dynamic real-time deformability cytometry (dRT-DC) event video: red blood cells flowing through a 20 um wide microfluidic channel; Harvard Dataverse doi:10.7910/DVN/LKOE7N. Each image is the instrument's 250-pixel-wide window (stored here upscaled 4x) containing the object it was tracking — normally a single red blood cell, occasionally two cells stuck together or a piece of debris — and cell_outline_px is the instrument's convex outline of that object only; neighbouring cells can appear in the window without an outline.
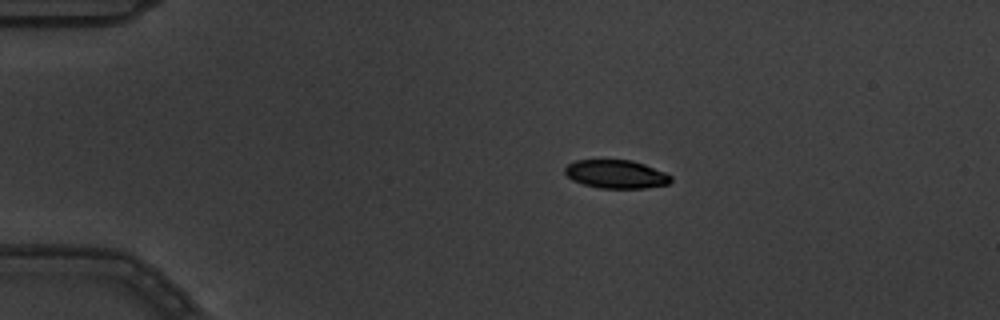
{"species": "common noctule bat (a hibernating species)", "species_latin": "Nyctalus noctula", "temperature_condition": "warm", "stored_images_in_passage": 8, "camera_frame_rate_fps": 3000, "um_per_image_px": 0.085, "animal": {"sex": "male", "body_mass_g": 19.5, "forearm_length_mm": 54.6}, "frame": {"image": 1, "passage_image": 3, "time_ms": 0.667, "image_size_px": [1000, 320], "cell_outline_px": [[672, 180], [668, 184], [644, 188], [600, 188], [584, 184], [572, 180], [564, 172], [564, 168], [568, 164], [576, 160], [632, 160], [644, 164], [664, 172], [672, 176]], "centroid_in_image_um": [52.36, 14.8], "position_along_channel_um": 32.6, "area_um2": 17.46}}
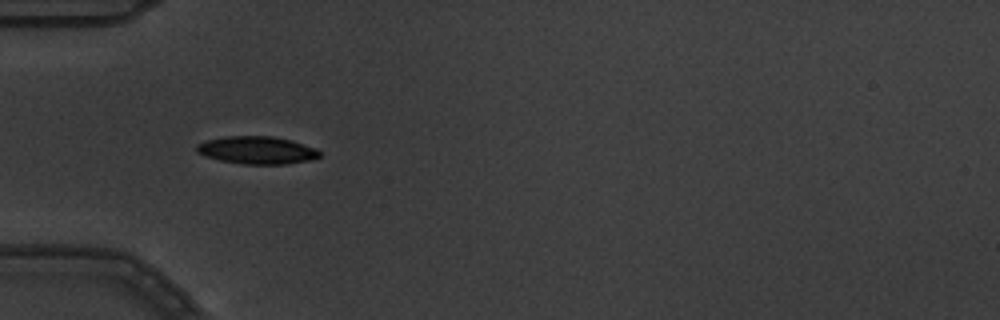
{"frame": {"image": 2, "passage_image": 5, "time_ms": 1.333, "image_size_px": [1000, 320], "cell_outline_px": [[320, 156], [312, 160], [284, 164], [244, 164], [220, 160], [204, 156], [196, 152], [196, 144], [208, 140], [228, 136], [272, 136], [292, 140], [316, 148], [320, 152]], "centroid_in_image_um": [21.85, 12.76], "position_along_channel_um": 63.1, "area_um2": 19.83}}
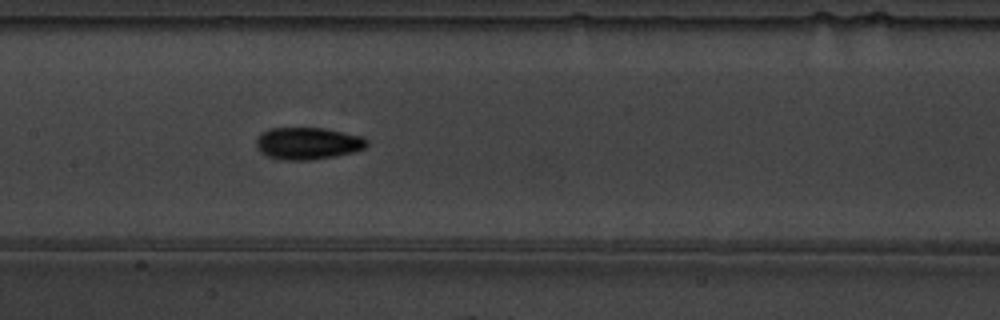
{"frame": {"image": 3, "passage_image": 8, "time_ms": 2.333, "image_size_px": [1000, 320], "cell_outline_px": [[368, 144], [364, 148], [352, 152], [332, 156], [308, 160], [284, 160], [268, 156], [260, 152], [256, 148], [256, 136], [260, 132], [268, 128], [324, 128], [344, 132], [360, 136], [368, 140]], "centroid_in_image_um": [26.1, 12.17], "position_along_channel_um": 181.3, "area_um2": 20.69}}